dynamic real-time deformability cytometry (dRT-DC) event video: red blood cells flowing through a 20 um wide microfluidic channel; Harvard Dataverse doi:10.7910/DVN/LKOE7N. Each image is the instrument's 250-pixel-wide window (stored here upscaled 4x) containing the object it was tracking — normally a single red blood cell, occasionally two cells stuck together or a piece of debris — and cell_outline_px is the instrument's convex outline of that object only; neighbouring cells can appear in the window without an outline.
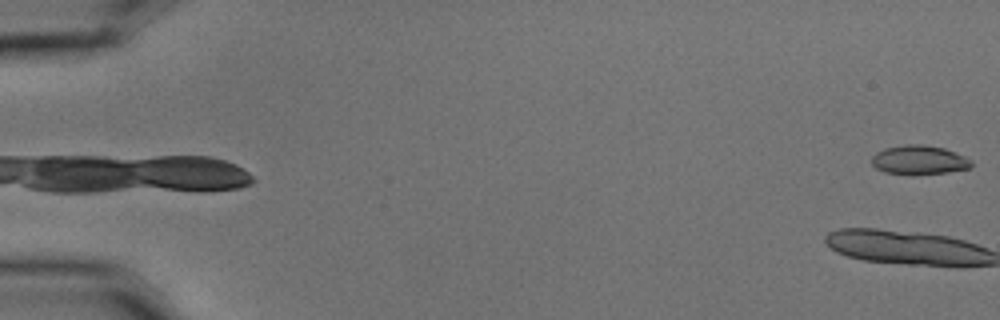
{"species": "common noctule bat (a hibernating species)", "species_latin": "Nyctalus noctula", "temperature_condition": "cold", "stored_images_in_passage": 5, "camera_frame_rate_fps": 3000, "um_per_image_px": 0.085, "animal": {"sex": "male", "body_mass_g": 15.6}, "frame": {"image": 1, "passage_image": 5, "time_ms": 1.333, "image_size_px": [1000, 320], "cell_outline_px": [[972, 168], [948, 172], [912, 176], [884, 172], [876, 168], [872, 164], [872, 156], [876, 152], [884, 148], [904, 144], [920, 144], [944, 148], [964, 156], [972, 160]], "centroid_in_image_um": [78.12, 13.62], "position_along_channel_um": 6.9, "area_um2": 17.28}}